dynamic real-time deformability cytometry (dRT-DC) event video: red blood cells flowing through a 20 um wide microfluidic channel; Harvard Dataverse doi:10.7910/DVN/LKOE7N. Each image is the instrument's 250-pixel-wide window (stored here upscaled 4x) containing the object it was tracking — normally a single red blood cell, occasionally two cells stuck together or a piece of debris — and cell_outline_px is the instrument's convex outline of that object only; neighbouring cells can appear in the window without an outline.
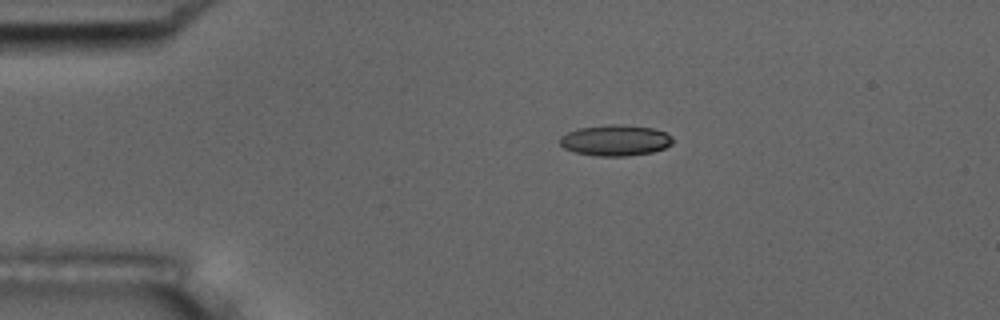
{"species": "common noctule bat (a hibernating species)", "species_latin": "Nyctalus noctula", "temperature_condition": "room temperature", "stored_images_in_passage": 4, "camera_frame_rate_fps": 3000, "um_per_image_px": 0.085, "animal": {"sex": "male", "body_mass_g": 17.5, "forearm_length_mm": 52.3}, "frame": {"image": 1, "passage_image": 2, "time_ms": 0.333, "image_size_px": [1000, 320], "cell_outline_px": [[672, 144], [664, 148], [652, 152], [628, 156], [596, 156], [576, 152], [564, 148], [560, 144], [560, 136], [568, 132], [580, 128], [608, 124], [624, 124], [652, 128], [664, 132], [672, 136]], "centroid_in_image_um": [52.31, 11.92], "position_along_channel_um": 32.7, "area_um2": 20.35}}
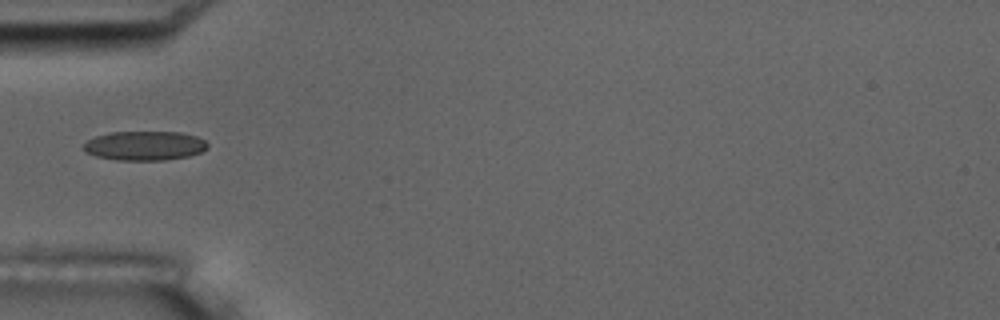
{"frame": {"image": 2, "passage_image": 4, "time_ms": 1.0, "image_size_px": [1000, 320], "cell_outline_px": [[208, 148], [200, 152], [188, 156], [164, 160], [116, 160], [96, 156], [84, 152], [84, 144], [88, 140], [96, 136], [108, 132], [180, 132], [196, 136], [204, 140], [208, 144]], "centroid_in_image_um": [12.28, 12.38], "position_along_channel_um": 72.7, "area_um2": 21.15}}